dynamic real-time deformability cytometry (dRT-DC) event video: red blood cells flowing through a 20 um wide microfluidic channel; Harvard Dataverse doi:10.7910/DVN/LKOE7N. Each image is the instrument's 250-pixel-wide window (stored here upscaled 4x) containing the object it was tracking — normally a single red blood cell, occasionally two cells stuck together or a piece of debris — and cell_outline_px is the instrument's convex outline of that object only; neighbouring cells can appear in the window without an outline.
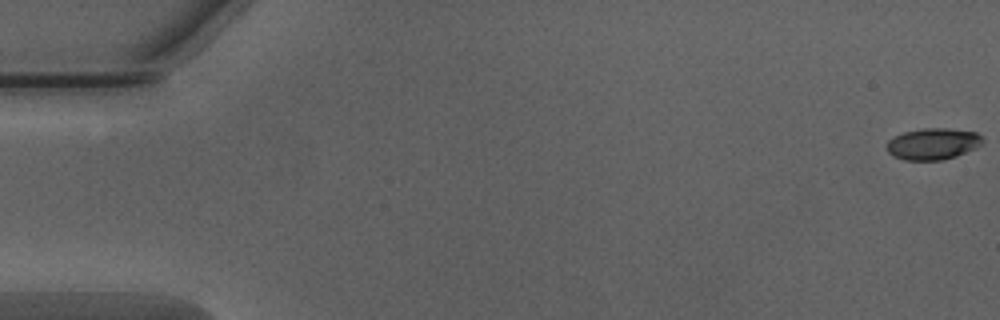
{"species": "Egyptian fruit bat (a non-hibernating species)", "species_latin": "Rousettus aegyptiacus", "temperature_condition": "warm", "stored_images_in_passage": 11, "camera_frame_rate_fps": 3000, "um_per_image_px": 0.085, "animal": {"sex": "male"}, "frame": {"image": 1, "passage_image": 1, "time_ms": 0.0, "image_size_px": [1000, 320], "cell_outline_px": [[984, 140], [976, 148], [956, 156], [940, 160], [904, 160], [892, 156], [888, 152], [888, 140], [904, 132], [924, 128], [944, 128], [976, 132]], "centroid_in_image_um": [79.29, 12.23], "position_along_channel_um": 5.7, "area_um2": 17.4}}